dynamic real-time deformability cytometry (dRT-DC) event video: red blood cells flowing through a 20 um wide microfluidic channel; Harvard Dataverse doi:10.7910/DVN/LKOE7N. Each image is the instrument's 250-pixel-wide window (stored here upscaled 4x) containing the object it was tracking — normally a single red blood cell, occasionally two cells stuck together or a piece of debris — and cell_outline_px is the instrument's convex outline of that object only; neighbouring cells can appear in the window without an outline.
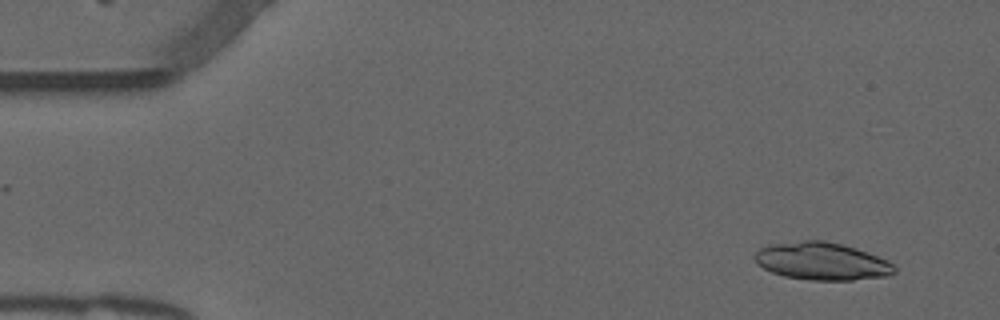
{"species": "common noctule bat (a hibernating species)", "species_latin": "Nyctalus noctula", "temperature_condition": "warm", "stored_images_in_passage": 16, "camera_frame_rate_fps": 3000, "um_per_image_px": 0.085, "animal": {"sex": "male", "forearm_length_mm": 52.5}, "frame": {"image": 1, "passage_image": 3, "time_ms": 0.667, "image_size_px": [1000, 320], "cell_outline_px": [[896, 272], [888, 276], [852, 280], [808, 280], [784, 276], [772, 272], [756, 264], [752, 256], [760, 248], [768, 244], [804, 240], [824, 240], [856, 248], [888, 260], [896, 268]], "centroid_in_image_um": [69.83, 22.2], "position_along_channel_um": 15.2, "area_um2": 30.81}}